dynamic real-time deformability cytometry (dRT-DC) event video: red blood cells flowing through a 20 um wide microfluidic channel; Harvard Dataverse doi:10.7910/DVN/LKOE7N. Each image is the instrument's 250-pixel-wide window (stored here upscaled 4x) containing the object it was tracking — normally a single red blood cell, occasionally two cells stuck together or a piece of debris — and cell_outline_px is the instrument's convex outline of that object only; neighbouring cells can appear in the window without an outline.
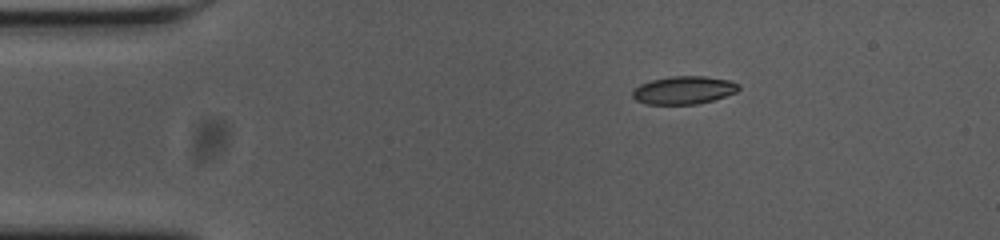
{"species": "common noctule bat (a hibernating species)", "species_latin": "Nyctalus noctula", "temperature_condition": "cold", "stored_images_in_passage": 48, "camera_frame_rate_fps": 3000, "um_per_image_px": 0.085, "animal": {"sex": "female", "body_mass_g": 23.0, "forearm_length_mm": 53.4}, "frame": {"image": 1, "passage_image": 1, "time_ms": 0.0, "image_size_px": [1000, 240], "cell_outline_px": [[740, 88], [736, 92], [712, 100], [696, 104], [648, 104], [636, 100], [632, 96], [632, 92], [640, 84], [652, 80], [672, 76], [704, 76], [728, 80], [740, 84]], "centroid_in_image_um": [58.12, 7.66], "position_along_channel_um": 26.9, "area_um2": 17.11}}
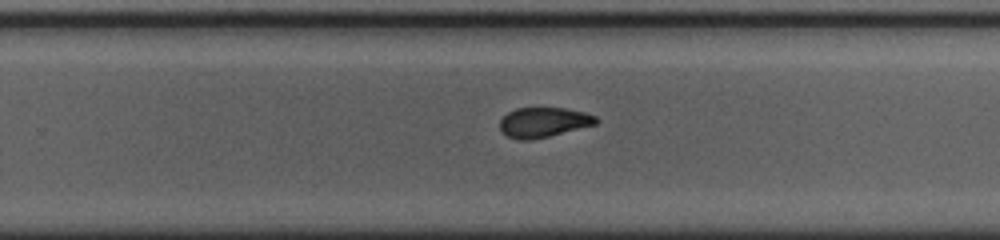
{"frame": {"image": 2, "passage_image": 27, "time_ms": 8.667, "image_size_px": [1000, 240], "cell_outline_px": [[596, 124], [532, 140], [520, 140], [508, 136], [500, 128], [500, 120], [508, 112], [516, 108], [564, 108], [584, 112], [596, 116]], "centroid_in_image_um": [46.18, 10.39], "position_along_channel_um": 283.6, "area_um2": 16.47}}
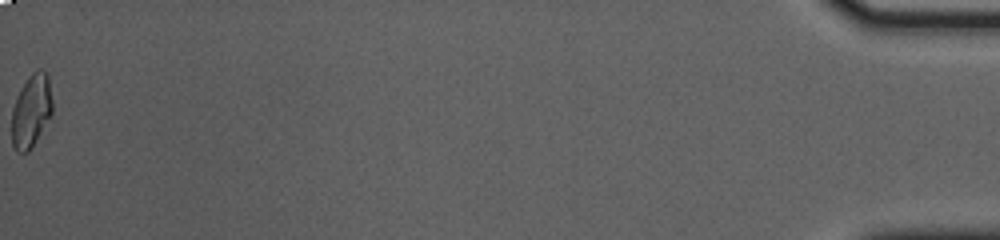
{"frame": {"image": 3, "passage_image": 48, "time_ms": 15.667, "image_size_px": [1000, 240], "cell_outline_px": [[52, 112], [28, 152], [16, 152], [12, 144], [12, 108], [20, 88], [28, 76], [36, 68], [44, 68], [48, 76], [52, 100]], "centroid_in_image_um": [2.64, 9.36], "position_along_channel_um": 432.6, "area_um2": 17.22}, "authors_computed_cell_mechanics": {"area_um2": 17.2822, "velocity_mm_per_s": 3.6375, "shape_relaxation_time_tau1_ms": null, "shape_relaxation_time_tau2_ms": 2.2152, "deformation_change_tau1": null, "deformation_change_tau2": 0.0718}}